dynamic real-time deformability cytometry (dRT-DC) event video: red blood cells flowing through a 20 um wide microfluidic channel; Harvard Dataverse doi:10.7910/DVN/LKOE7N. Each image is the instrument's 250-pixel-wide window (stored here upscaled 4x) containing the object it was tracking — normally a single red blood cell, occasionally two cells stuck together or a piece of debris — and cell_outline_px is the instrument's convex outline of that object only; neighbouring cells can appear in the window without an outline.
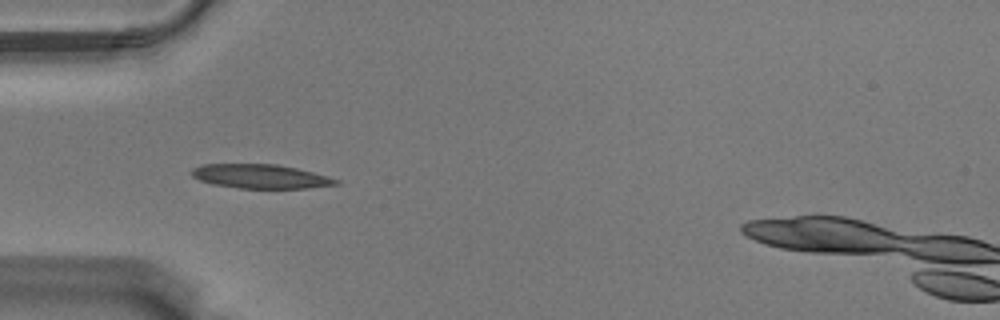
{"species": "Egyptian fruit bat (a non-hibernating species)", "species_latin": "Rousettus aegyptiacus", "temperature_condition": "warm", "stored_images_in_passage": 7, "camera_frame_rate_fps": 3000, "um_per_image_px": 0.085, "animal": {"sex": "male"}, "frame": {"image": 1, "passage_image": 4, "time_ms": 1.0, "image_size_px": [1000, 320], "cell_outline_px": [[340, 184], [308, 188], [240, 188], [212, 184], [200, 180], [192, 176], [188, 172], [192, 168], [204, 164], [276, 164], [296, 168], [328, 176], [340, 180]], "centroid_in_image_um": [22.13, 14.99], "position_along_channel_um": 62.9, "area_um2": 20.29}}